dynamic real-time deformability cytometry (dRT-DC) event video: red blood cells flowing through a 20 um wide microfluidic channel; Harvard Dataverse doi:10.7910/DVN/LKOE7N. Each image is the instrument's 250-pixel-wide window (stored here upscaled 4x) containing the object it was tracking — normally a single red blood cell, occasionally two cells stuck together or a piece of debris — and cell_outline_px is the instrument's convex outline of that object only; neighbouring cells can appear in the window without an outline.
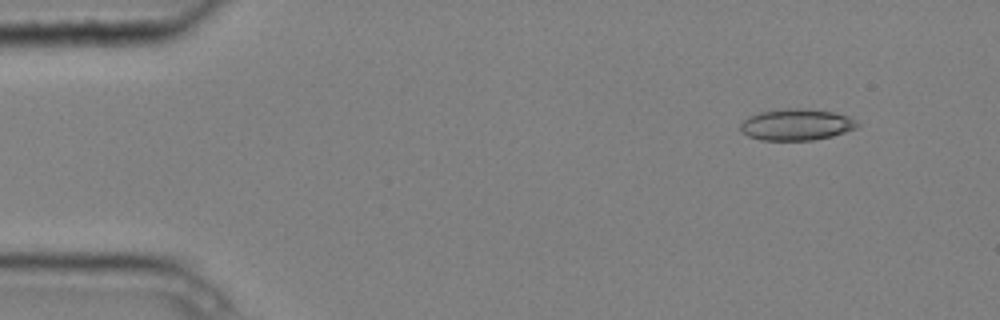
{"species": "common noctule bat (a hibernating species)", "species_latin": "Nyctalus noctula", "temperature_condition": "cold", "stored_images_in_passage": 2, "camera_frame_rate_fps": 3000, "um_per_image_px": 0.085, "animal": {"sex": "male", "body_mass_g": 20.4}, "frame": {"image": 1, "passage_image": 1, "time_ms": 0.0, "image_size_px": [1000, 320], "cell_outline_px": [[860, 124], [856, 128], [832, 136], [812, 140], [760, 140], [748, 136], [740, 132], [740, 124], [748, 116], [760, 112], [788, 108], [804, 108], [832, 112], [848, 116], [856, 120]], "centroid_in_image_um": [67.67, 10.59], "position_along_channel_um": 17.3, "area_um2": 21.44}}